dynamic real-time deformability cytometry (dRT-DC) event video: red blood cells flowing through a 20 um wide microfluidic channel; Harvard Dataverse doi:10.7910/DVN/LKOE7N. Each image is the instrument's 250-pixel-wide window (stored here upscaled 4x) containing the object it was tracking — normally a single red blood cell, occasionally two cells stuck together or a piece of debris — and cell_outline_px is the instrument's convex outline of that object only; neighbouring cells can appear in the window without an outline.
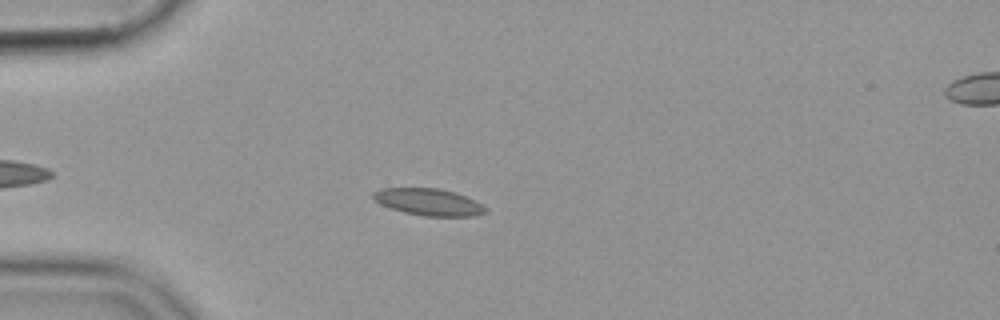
{"species": "common noctule bat (a hibernating species)", "species_latin": "Nyctalus noctula", "temperature_condition": "cold", "stored_images_in_passage": 49, "camera_frame_rate_fps": 3000, "um_per_image_px": 0.085, "animal": {"sex": "female", "body_mass_g": 19.9}, "frame": {"image": 1, "passage_image": 9, "time_ms": 2.667, "image_size_px": [1000, 320], "cell_outline_px": [[488, 212], [476, 216], [424, 216], [404, 212], [380, 204], [372, 200], [372, 192], [380, 188], [440, 188], [456, 192], [476, 200], [484, 204], [488, 208]], "centroid_in_image_um": [36.47, 17.16], "position_along_channel_um": 48.5, "area_um2": 17.98}}
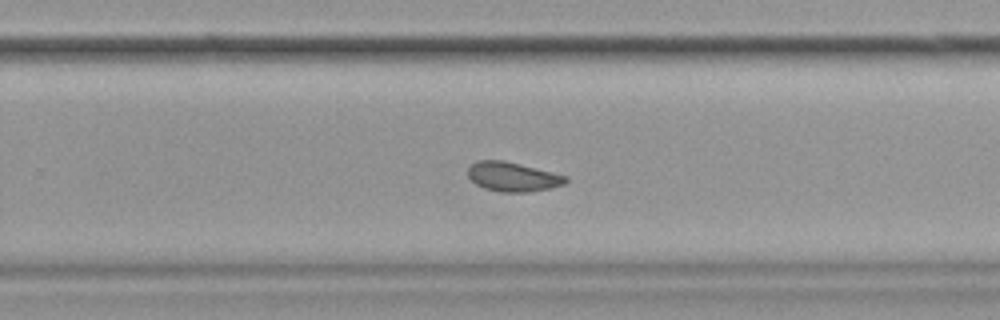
{"frame": {"image": 2, "passage_image": 30, "time_ms": 9.667, "image_size_px": [1000, 320], "cell_outline_px": [[568, 180], [564, 184], [552, 188], [528, 192], [500, 192], [484, 188], [476, 184], [468, 176], [468, 168], [476, 160], [504, 160], [568, 176]], "centroid_in_image_um": [43.59, 15.03], "position_along_channel_um": 286.2, "area_um2": 16.76}}
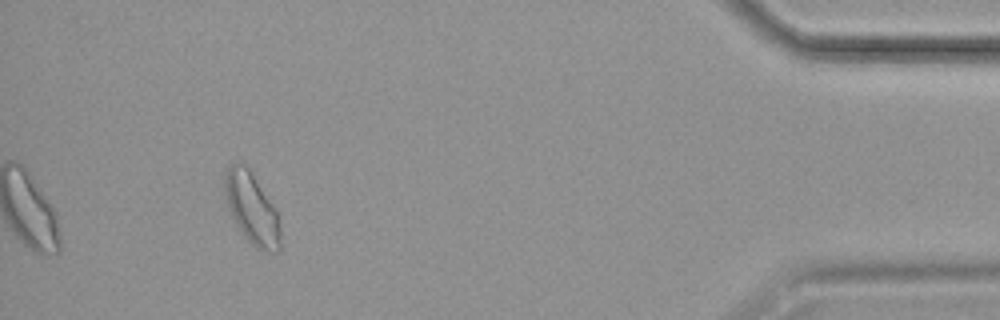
{"frame": {"image": 3, "passage_image": 45, "time_ms": 14.667, "image_size_px": [1000, 320], "cell_outline_px": [[280, 252], [272, 252], [256, 248], [244, 236], [236, 224], [228, 208], [224, 184], [224, 176], [228, 168], [232, 164], [244, 164], [252, 172], [276, 208], [280, 224]], "centroid_in_image_um": [21.43, 17.73], "position_along_channel_um": 413.8, "area_um2": 23.0}}